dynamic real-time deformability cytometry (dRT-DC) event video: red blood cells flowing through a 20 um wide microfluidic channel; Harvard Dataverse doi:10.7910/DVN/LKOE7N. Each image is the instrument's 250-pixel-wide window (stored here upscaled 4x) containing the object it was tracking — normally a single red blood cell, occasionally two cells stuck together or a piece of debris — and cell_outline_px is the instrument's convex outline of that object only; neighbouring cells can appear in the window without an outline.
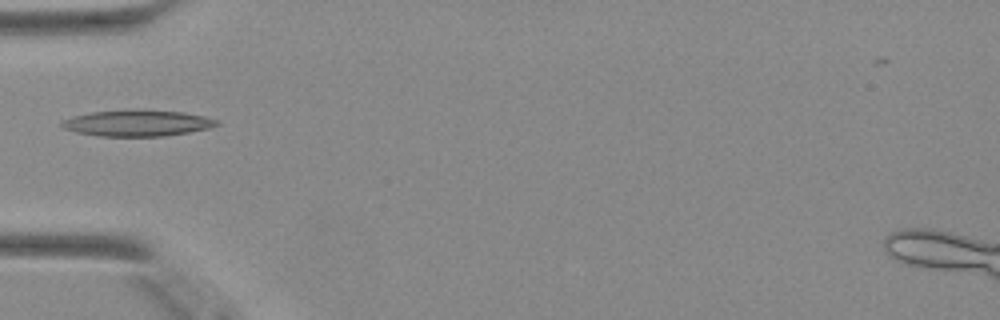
{"species": "Egyptian fruit bat (a non-hibernating species)", "species_latin": "Rousettus aegyptiacus", "temperature_condition": "warm", "stored_images_in_passage": 33, "camera_frame_rate_fps": 3000, "um_per_image_px": 0.085, "animal": {"sex": "female"}, "frame": {"image": 1, "passage_image": 1, "time_ms": 0.0, "image_size_px": [1000, 320], "cell_outline_px": [[220, 124], [208, 128], [188, 132], [160, 136], [100, 136], [76, 132], [64, 128], [60, 124], [64, 120], [72, 116], [92, 112], [184, 112], [204, 116], [216, 120]], "centroid_in_image_um": [11.66, 10.5], "position_along_channel_um": 73.3, "area_um2": 22.43}}
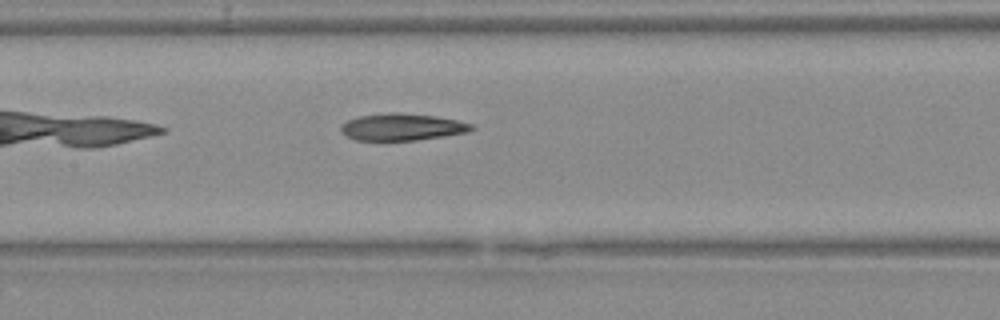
{"frame": {"image": 2, "passage_image": 8, "time_ms": 2.333, "image_size_px": [1000, 320], "cell_outline_px": [[476, 128], [468, 132], [416, 140], [356, 140], [344, 136], [340, 132], [340, 128], [348, 120], [360, 116], [388, 112], [396, 112], [436, 116], [456, 120], [472, 124]], "centroid_in_image_um": [34.16, 10.79], "position_along_channel_um": 173.2, "area_um2": 20.46}}
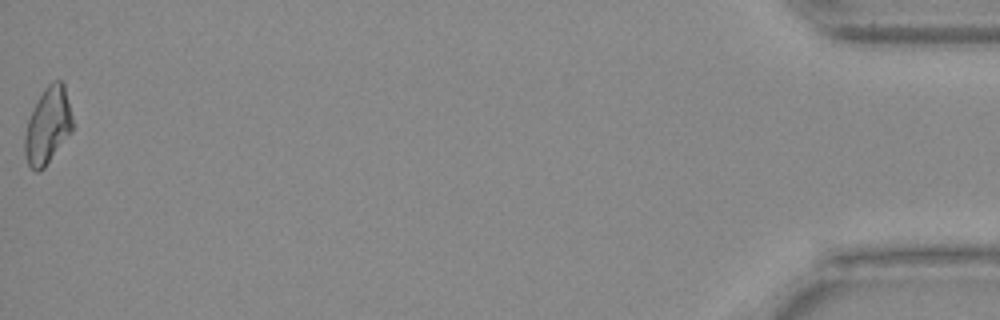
{"frame": {"image": 3, "passage_image": 33, "time_ms": 10.667, "image_size_px": [1000, 320], "cell_outline_px": [[72, 132], [44, 168], [36, 172], [28, 164], [24, 152], [24, 136], [28, 120], [44, 88], [52, 80], [60, 80], [64, 84], [72, 116]], "centroid_in_image_um": [4.07, 10.69], "position_along_channel_um": 431.1, "area_um2": 21.1}}